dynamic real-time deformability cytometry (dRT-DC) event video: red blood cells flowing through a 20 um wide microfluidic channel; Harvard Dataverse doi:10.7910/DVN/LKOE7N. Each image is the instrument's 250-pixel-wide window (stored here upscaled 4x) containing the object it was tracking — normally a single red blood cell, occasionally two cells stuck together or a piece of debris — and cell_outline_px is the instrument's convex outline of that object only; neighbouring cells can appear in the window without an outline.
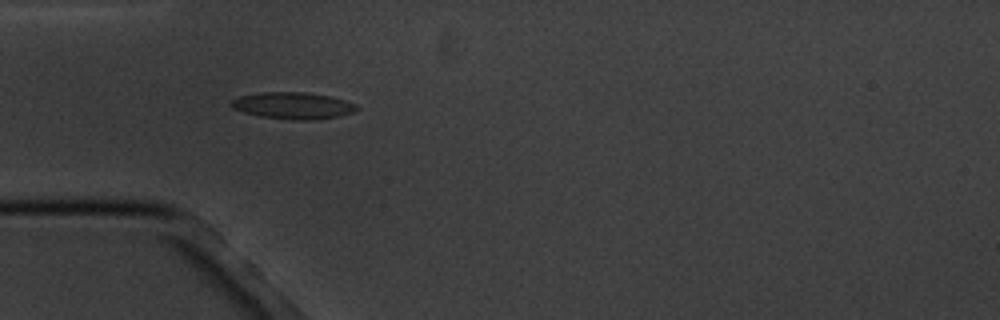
{"species": "common noctule bat (a hibernating species)", "species_latin": "Nyctalus noctula", "temperature_condition": "cold", "stored_images_in_passage": 3, "camera_frame_rate_fps": 3000, "um_per_image_px": 0.085, "animal": {"sex": "male", "body_mass_g": 20.1, "forearm_length_mm": 53.5}, "frame": {"image": 1, "passage_image": 1, "time_ms": 0.0, "image_size_px": [1000, 320], "cell_outline_px": [[360, 108], [352, 112], [340, 116], [312, 120], [292, 120], [260, 116], [244, 112], [232, 108], [228, 104], [232, 100], [240, 96], [260, 92], [304, 92], [328, 96], [344, 100], [356, 104]], "centroid_in_image_um": [24.89, 8.98], "position_along_channel_um": 60.1, "area_um2": 19.54}}
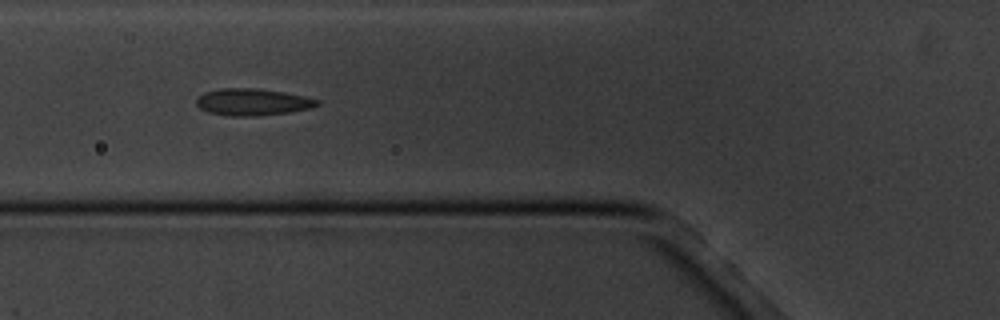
{"frame": {"image": 2, "passage_image": 2, "time_ms": 1.333, "image_size_px": [1000, 320], "cell_outline_px": [[320, 104], [312, 108], [288, 112], [256, 116], [232, 116], [208, 112], [200, 108], [196, 104], [196, 100], [204, 92], [220, 88], [256, 88], [284, 92], [304, 96], [320, 100]], "centroid_in_image_um": [21.48, 8.67], "position_along_channel_um": 104.3, "area_um2": 18.9}}
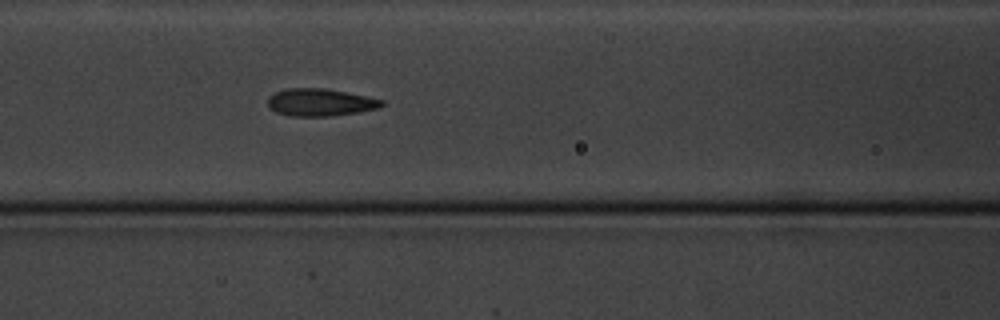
{"frame": {"image": 3, "passage_image": 3, "time_ms": 2.333, "image_size_px": [1000, 320], "cell_outline_px": [[384, 104], [380, 108], [360, 112], [332, 116], [288, 116], [276, 112], [268, 104], [268, 96], [284, 88], [324, 88], [368, 96], [384, 100]], "centroid_in_image_um": [27.24, 8.7], "position_along_channel_um": 139.4, "area_um2": 18.38}}